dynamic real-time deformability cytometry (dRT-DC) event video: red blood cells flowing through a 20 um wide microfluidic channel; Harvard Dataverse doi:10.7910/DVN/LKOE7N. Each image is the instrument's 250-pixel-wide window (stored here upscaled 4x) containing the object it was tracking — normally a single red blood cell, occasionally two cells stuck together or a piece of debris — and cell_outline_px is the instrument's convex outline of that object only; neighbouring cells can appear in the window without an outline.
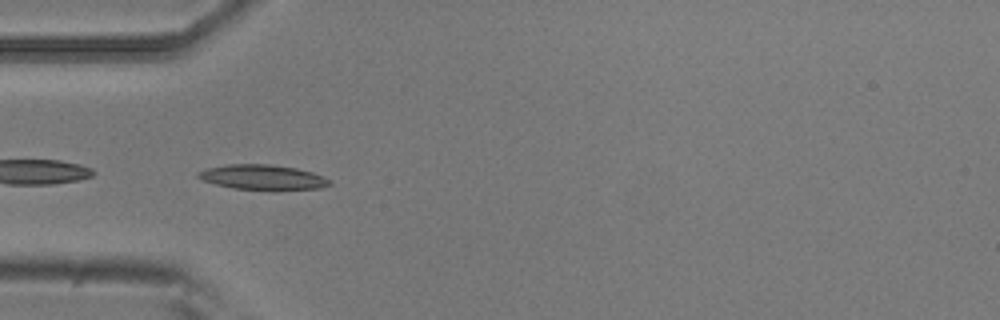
{"species": "common noctule bat (a hibernating species)", "species_latin": "Nyctalus noctula", "temperature_condition": "room temperature", "stored_images_in_passage": 39, "camera_frame_rate_fps": 3000, "um_per_image_px": 0.085, "animal": {"sex": "male", "body_mass_g": 20.5, "forearm_length_mm": 52.5}, "frame": {"image": 1, "passage_image": 1, "time_ms": 0.0, "image_size_px": [1000, 320], "cell_outline_px": [[332, 184], [320, 188], [276, 192], [272, 192], [232, 188], [216, 184], [204, 180], [196, 176], [196, 172], [208, 168], [228, 164], [272, 164], [296, 168], [312, 172], [324, 176]], "centroid_in_image_um": [22.37, 15.1], "position_along_channel_um": 62.6, "area_um2": 19.77}}
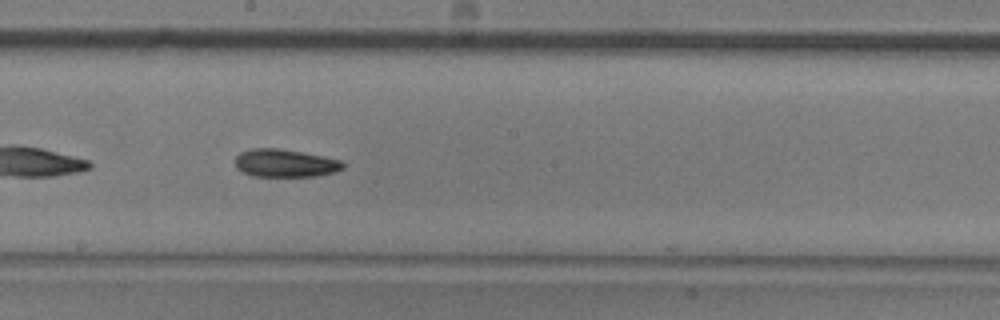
{"frame": {"image": 2, "passage_image": 14, "time_ms": 4.333, "image_size_px": [1000, 320], "cell_outline_px": [[344, 168], [336, 172], [316, 176], [252, 176], [236, 168], [236, 156], [240, 152], [252, 148], [276, 148], [324, 156], [340, 160], [344, 164]], "centroid_in_image_um": [24.24, 13.87], "position_along_channel_um": 224.0, "area_um2": 17.46}}
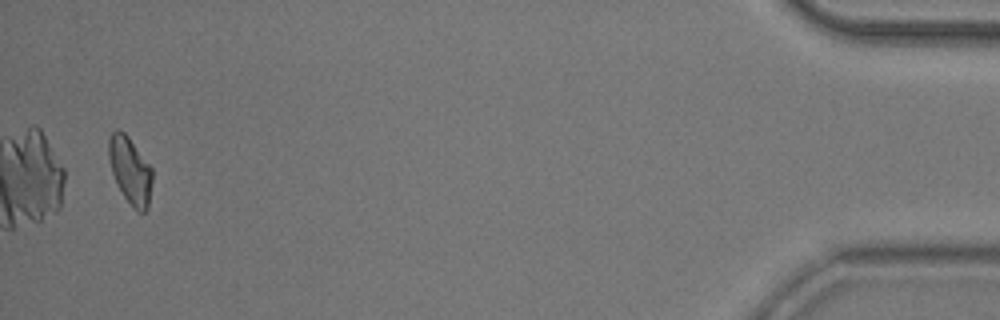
{"frame": {"image": 3, "passage_image": 37, "time_ms": 12.0, "image_size_px": [1000, 320], "cell_outline_px": [[152, 180], [148, 208], [144, 212], [136, 212], [132, 208], [116, 184], [112, 172], [108, 156], [108, 140], [112, 132], [116, 128], [124, 132], [128, 136], [152, 168]], "centroid_in_image_um": [11.06, 14.5], "position_along_channel_um": 424.1, "area_um2": 17.11}, "authors_computed_cell_mechanics": {"area_um2": 17.3978, "velocity_mm_per_s": 3.7268, "shape_relaxation_time_tau1_ms": 6.0327, "shape_relaxation_time_tau2_ms": null, "deformation_change_tau1": 0.1467, "deformation_change_tau2": null}}